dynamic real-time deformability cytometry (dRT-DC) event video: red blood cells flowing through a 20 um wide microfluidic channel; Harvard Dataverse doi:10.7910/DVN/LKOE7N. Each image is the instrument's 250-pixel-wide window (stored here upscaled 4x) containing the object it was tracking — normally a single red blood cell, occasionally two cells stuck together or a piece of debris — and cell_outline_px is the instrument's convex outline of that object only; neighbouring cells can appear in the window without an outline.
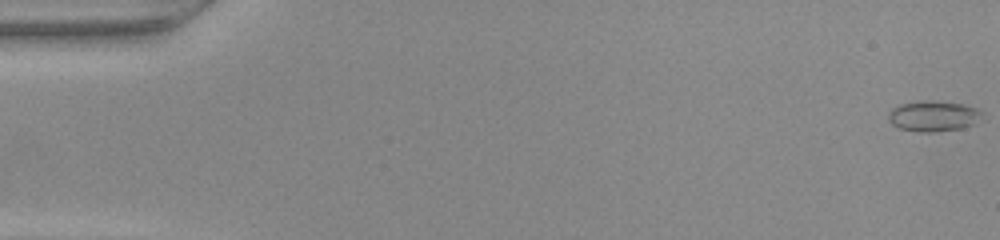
{"species": "common noctule bat (a hibernating species)", "species_latin": "Nyctalus noctula", "temperature_condition": "warm", "stored_images_in_passage": 50, "camera_frame_rate_fps": 3000, "um_per_image_px": 0.085, "animal": {"sex": "female", "body_mass_g": 22.0, "forearm_length_mm": 56.7}, "frame": {"image": 1, "passage_image": 1, "time_ms": 0.0, "image_size_px": [1000, 240], "cell_outline_px": [[984, 112], [972, 124], [960, 128], [932, 132], [920, 132], [900, 128], [892, 124], [888, 120], [888, 112], [892, 108], [900, 104], [924, 100], [928, 100], [964, 104], [980, 108]], "centroid_in_image_um": [79.31, 9.85], "position_along_channel_um": 5.7, "area_um2": 16.65}}
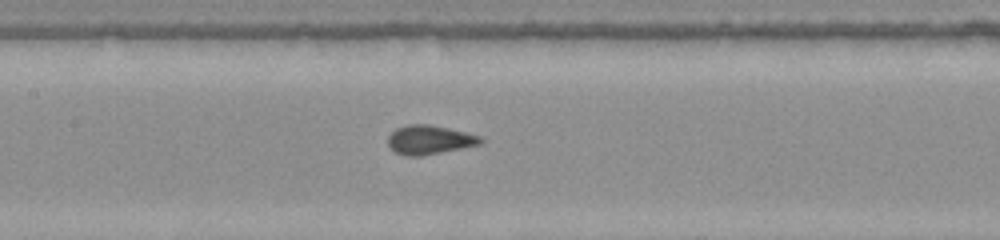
{"frame": {"image": 2, "passage_image": 24, "time_ms": 7.667, "image_size_px": [1000, 240], "cell_outline_px": [[484, 140], [480, 144], [420, 156], [404, 156], [396, 152], [388, 144], [388, 136], [396, 128], [408, 124], [428, 124], [448, 128], [480, 136]], "centroid_in_image_um": [36.48, 11.87], "position_along_channel_um": 170.9, "area_um2": 15.43}}
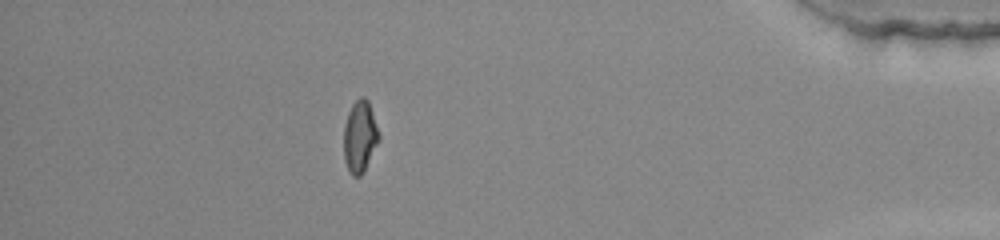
{"frame": {"image": 3, "passage_image": 44, "time_ms": 14.333, "image_size_px": [1000, 240], "cell_outline_px": [[380, 140], [364, 172], [360, 176], [352, 176], [348, 172], [344, 160], [344, 124], [348, 112], [352, 104], [360, 96], [364, 96], [368, 100], [380, 136]], "centroid_in_image_um": [30.58, 11.63], "position_along_channel_um": 404.6, "area_um2": 14.91}}